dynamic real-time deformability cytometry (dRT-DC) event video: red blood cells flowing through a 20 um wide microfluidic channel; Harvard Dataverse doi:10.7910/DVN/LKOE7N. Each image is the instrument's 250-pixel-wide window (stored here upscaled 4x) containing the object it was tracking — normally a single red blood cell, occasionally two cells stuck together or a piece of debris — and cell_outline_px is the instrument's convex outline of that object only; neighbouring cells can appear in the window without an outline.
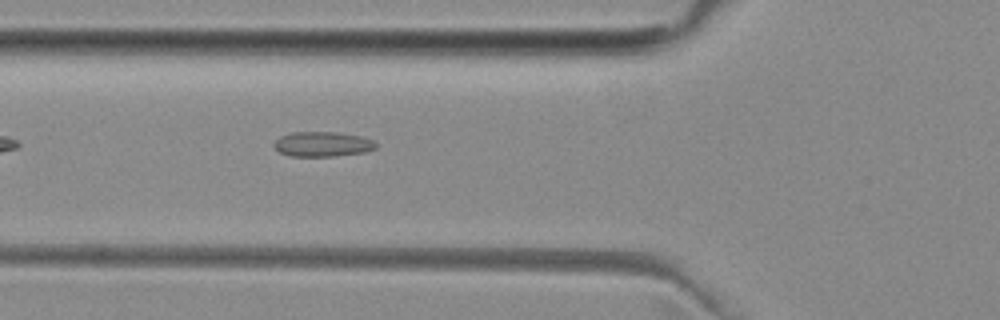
{"species": "common noctule bat (a hibernating species)", "species_latin": "Nyctalus noctula", "temperature_condition": "room temperature", "stored_images_in_passage": 35, "camera_frame_rate_fps": 3000, "um_per_image_px": 0.085, "animal": {"sex": "female", "body_mass_g": 29.2, "forearm_length_mm": 56.3}, "frame": {"image": 1, "passage_image": 3, "time_ms": 0.667, "image_size_px": [1000, 320], "cell_outline_px": [[376, 148], [364, 152], [336, 156], [288, 156], [280, 152], [272, 144], [280, 136], [292, 132], [336, 132], [360, 136], [372, 140], [376, 144]], "centroid_in_image_um": [27.39, 12.25], "position_along_channel_um": 98.4, "area_um2": 14.74}}
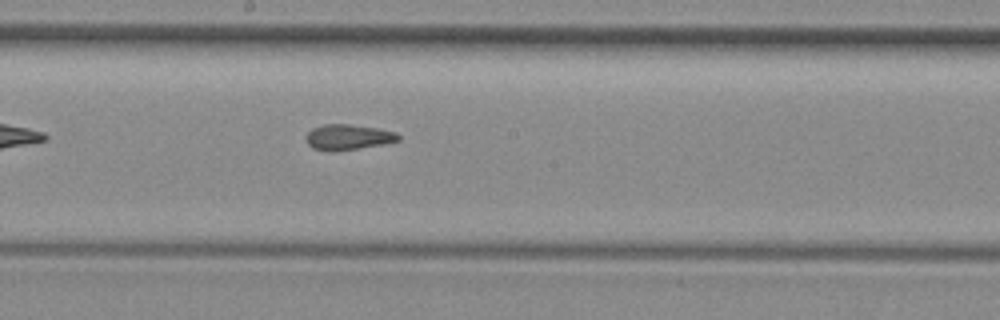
{"frame": {"image": 2, "passage_image": 12, "time_ms": 3.667, "image_size_px": [1000, 320], "cell_outline_px": [[400, 140], [384, 144], [336, 152], [328, 152], [312, 148], [308, 144], [304, 136], [312, 128], [324, 124], [348, 124], [376, 128], [396, 132], [400, 136]], "centroid_in_image_um": [29.55, 11.67], "position_along_channel_um": 218.6, "area_um2": 13.93}}
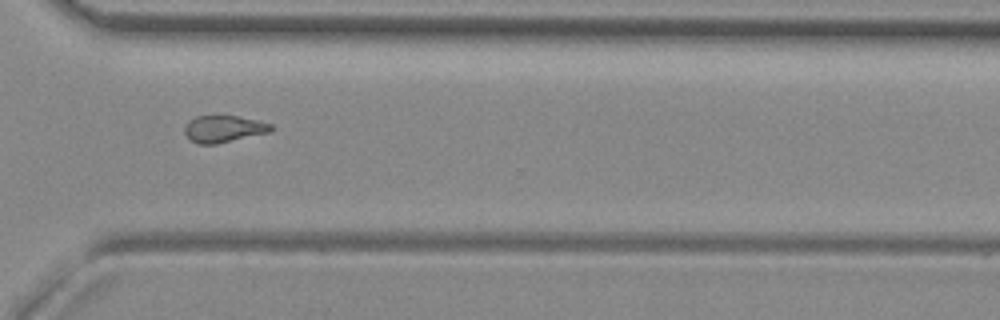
{"frame": {"image": 3, "passage_image": 22, "time_ms": 7.0, "image_size_px": [1000, 320], "cell_outline_px": [[272, 132], [216, 144], [200, 144], [192, 140], [184, 132], [184, 124], [188, 120], [196, 116], [236, 116], [256, 120], [272, 124]], "centroid_in_image_um": [19.01, 10.95], "position_along_channel_um": 351.6, "area_um2": 13.53}}